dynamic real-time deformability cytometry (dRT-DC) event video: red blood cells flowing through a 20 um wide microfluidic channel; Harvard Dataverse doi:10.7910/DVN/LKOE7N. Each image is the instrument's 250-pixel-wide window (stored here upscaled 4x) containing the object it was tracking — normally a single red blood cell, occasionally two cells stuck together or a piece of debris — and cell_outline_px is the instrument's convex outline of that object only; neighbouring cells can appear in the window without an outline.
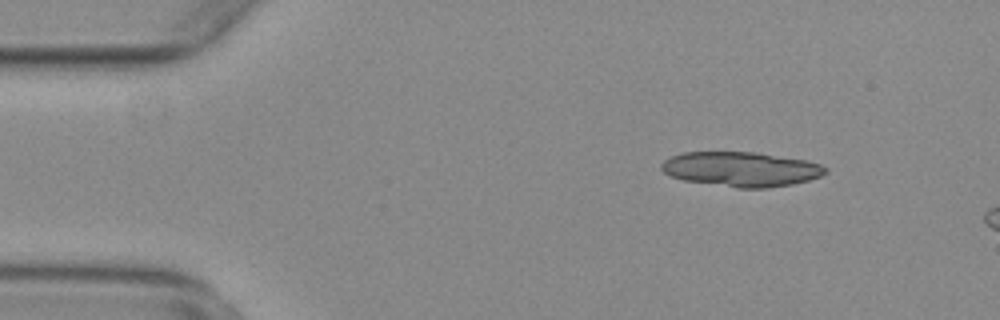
{"species": "common noctule bat (a hibernating species)", "species_latin": "Nyctalus noctula", "temperature_condition": "warm", "stored_images_in_passage": 52, "segment_of_instrument_passage": [1, 2], "camera_frame_rate_fps": 3000, "um_per_image_px": 0.085, "animal": {"sex": "female", "body_mass_g": 29.2, "forearm_length_mm": 56.3}, "frame": {"image": 1, "passage_image": 7, "time_ms": 2.0, "image_size_px": [1000, 320], "cell_outline_px": [[828, 172], [820, 176], [808, 180], [792, 184], [768, 188], [736, 188], [684, 180], [672, 176], [664, 172], [660, 168], [660, 164], [664, 160], [672, 156], [684, 152], [756, 152], [804, 160], [820, 164], [828, 168]], "centroid_in_image_um": [62.99, 14.38], "position_along_channel_um": 22.0, "area_um2": 33.12}}